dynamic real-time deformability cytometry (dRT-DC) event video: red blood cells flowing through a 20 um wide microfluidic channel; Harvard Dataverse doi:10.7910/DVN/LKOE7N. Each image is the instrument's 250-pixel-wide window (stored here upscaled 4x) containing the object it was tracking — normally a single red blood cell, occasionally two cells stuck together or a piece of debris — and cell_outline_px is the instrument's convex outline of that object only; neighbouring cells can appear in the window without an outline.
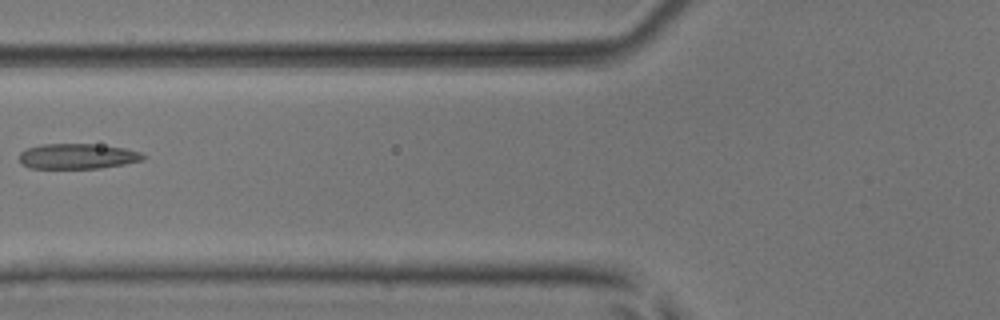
{"species": "common noctule bat (a hibernating species)", "species_latin": "Nyctalus noctula", "temperature_condition": "room temperature", "stored_images_in_passage": 5, "camera_frame_rate_fps": 3000, "um_per_image_px": 0.085, "animal": {"sex": "male", "body_mass_g": 17.9, "forearm_length_mm": 54.2}, "frame": {"image": 1, "passage_image": 4, "time_ms": 1.0, "image_size_px": [1000, 320], "cell_outline_px": [[148, 156], [144, 160], [124, 164], [100, 168], [28, 168], [20, 164], [20, 152], [28, 148], [40, 144], [92, 144], [124, 148], [140, 152]], "centroid_in_image_um": [6.59, 13.29], "position_along_channel_um": 119.2, "area_um2": 18.32}}
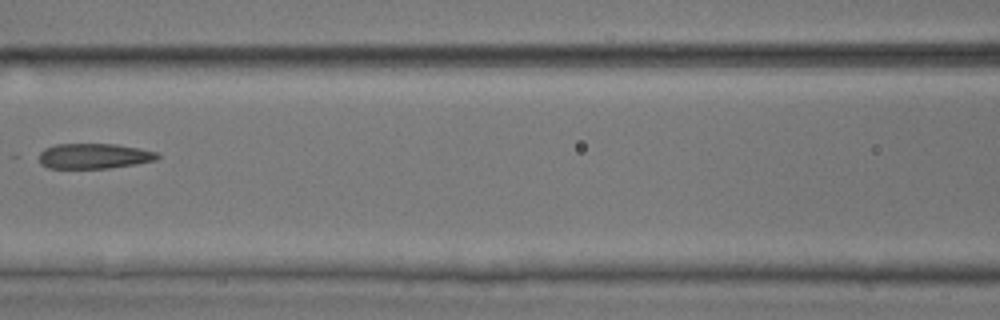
{"frame": {"image": 2, "passage_image": 5, "time_ms": 1.333, "image_size_px": [1000, 320], "cell_outline_px": [[160, 156], [156, 160], [136, 164], [108, 168], [48, 168], [40, 164], [32, 156], [44, 148], [56, 144], [116, 144], [140, 148], [160, 152]], "centroid_in_image_um": [7.92, 13.26], "position_along_channel_um": 158.7, "area_um2": 17.98}}